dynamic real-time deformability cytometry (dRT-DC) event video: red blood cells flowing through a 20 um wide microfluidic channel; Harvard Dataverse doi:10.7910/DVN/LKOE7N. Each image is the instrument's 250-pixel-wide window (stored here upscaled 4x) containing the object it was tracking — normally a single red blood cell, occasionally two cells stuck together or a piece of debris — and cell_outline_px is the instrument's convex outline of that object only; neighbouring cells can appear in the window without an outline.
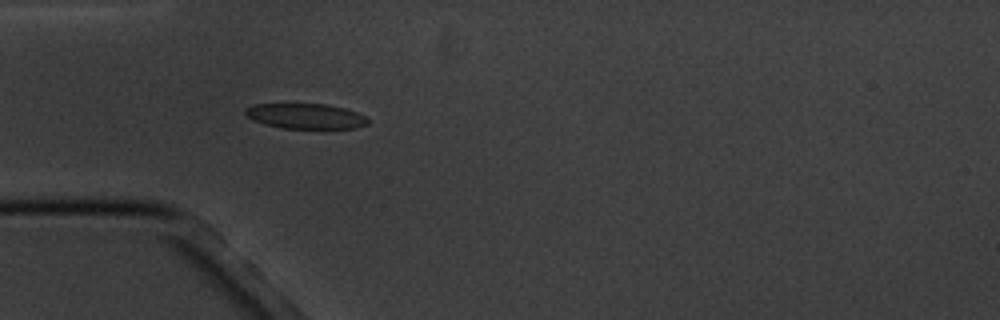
{"species": "common noctule bat (a hibernating species)", "species_latin": "Nyctalus noctula", "temperature_condition": "cold", "stored_images_in_passage": 5, "camera_frame_rate_fps": 3000, "um_per_image_px": 0.085, "animal": {"sex": "male", "body_mass_g": 20.1, "forearm_length_mm": 53.5}, "frame": {"image": 1, "passage_image": 5, "time_ms": 4.667, "image_size_px": [1000, 320], "cell_outline_px": [[368, 124], [356, 128], [280, 128], [264, 124], [252, 120], [244, 112], [244, 108], [256, 104], [324, 104], [344, 108], [356, 112], [364, 116], [368, 120]], "centroid_in_image_um": [25.95, 9.87], "position_along_channel_um": 59.1, "area_um2": 17.92}}